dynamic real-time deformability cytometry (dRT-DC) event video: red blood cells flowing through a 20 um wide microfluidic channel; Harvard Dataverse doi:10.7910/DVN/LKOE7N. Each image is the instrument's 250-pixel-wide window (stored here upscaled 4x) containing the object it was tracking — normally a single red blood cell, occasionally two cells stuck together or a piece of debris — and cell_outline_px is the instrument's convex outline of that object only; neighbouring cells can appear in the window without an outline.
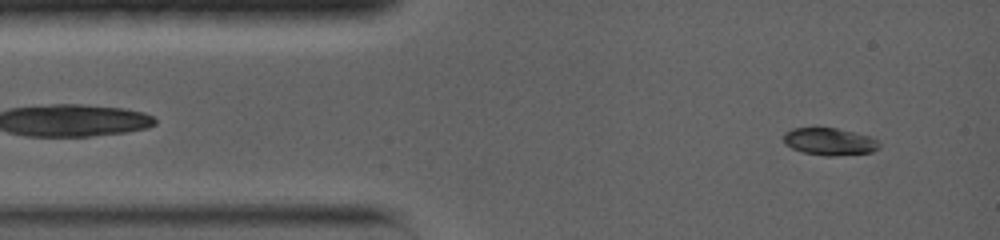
{"species": "common noctule bat (a hibernating species)", "species_latin": "Nyctalus noctula", "temperature_condition": "warm", "stored_images_in_passage": 85, "camera_frame_rate_fps": 5000, "um_per_image_px": 0.085, "animal": {"sex": "female", "body_mass_g": 19.0, "forearm_length_mm": 56.7}, "frame": {"image": 1, "passage_image": 5, "time_ms": 0.8, "image_size_px": [1000, 240], "cell_outline_px": [[880, 148], [872, 152], [832, 156], [824, 156], [804, 152], [792, 148], [784, 144], [784, 132], [792, 128], [836, 128], [868, 136], [876, 140], [880, 144]], "centroid_in_image_um": [70.49, 12.04], "position_along_channel_um": 14.5, "area_um2": 15.09}}
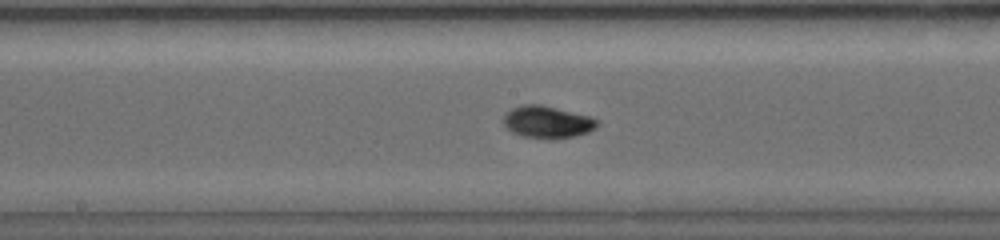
{"frame": {"image": 2, "passage_image": 36, "time_ms": 7.0, "image_size_px": [1000, 240], "cell_outline_px": [[600, 124], [596, 128], [588, 132], [572, 136], [552, 140], [548, 140], [520, 136], [512, 132], [504, 124], [504, 116], [512, 108], [524, 104], [540, 104], [592, 116], [600, 120]], "centroid_in_image_um": [46.57, 10.38], "position_along_channel_um": 201.6, "area_um2": 17.86}}
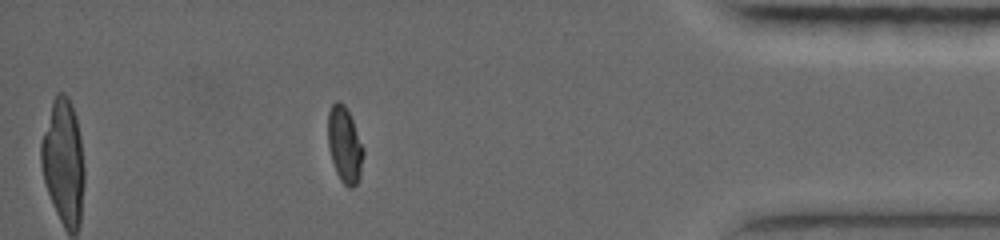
{"frame": {"image": 3, "passage_image": 68, "time_ms": 13.4, "image_size_px": [1000, 240], "cell_outline_px": [[364, 152], [360, 176], [356, 184], [352, 188], [348, 188], [340, 180], [336, 172], [332, 160], [328, 144], [328, 112], [332, 104], [336, 100], [340, 100], [348, 108], [364, 148]], "centroid_in_image_um": [29.3, 12.28], "position_along_channel_um": 405.9, "area_um2": 15.9}, "authors_computed_cell_mechanics": {"area_um2": 16.184, "velocity_mm_per_s": 3.8347, "shape_relaxation_time_tau1_ms": 4.4161, "shape_relaxation_time_tau2_ms": 1.9183, "deformation_change_tau1": 0.1772, "deformation_change_tau2": 0.0273}}